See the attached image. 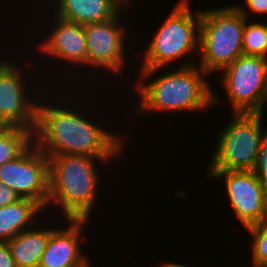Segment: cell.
Masks as SVG:
<instances>
[{"label":"cell","instance_id":"cell-1","mask_svg":"<svg viewBox=\"0 0 267 267\" xmlns=\"http://www.w3.org/2000/svg\"><path fill=\"white\" fill-rule=\"evenodd\" d=\"M37 102L33 143L46 156L86 154L92 157H118L119 153H123L124 142L127 141L125 135L105 130L77 107L67 108L68 102L65 106Z\"/></svg>","mask_w":267,"mask_h":267},{"label":"cell","instance_id":"cell-2","mask_svg":"<svg viewBox=\"0 0 267 267\" xmlns=\"http://www.w3.org/2000/svg\"><path fill=\"white\" fill-rule=\"evenodd\" d=\"M184 61L177 70L156 76L148 83L137 82L134 91L137 92L139 104L137 113L146 112H183L210 109L220 103L210 82L208 74L195 61ZM186 63V64H185ZM200 109V110H199Z\"/></svg>","mask_w":267,"mask_h":267},{"label":"cell","instance_id":"cell-3","mask_svg":"<svg viewBox=\"0 0 267 267\" xmlns=\"http://www.w3.org/2000/svg\"><path fill=\"white\" fill-rule=\"evenodd\" d=\"M49 160V198L64 215L63 219H91L100 181L97 161L109 163L116 157H92L86 154H57ZM95 202V204H94ZM53 203V204H52ZM60 208V209H59ZM64 214H63V213Z\"/></svg>","mask_w":267,"mask_h":267},{"label":"cell","instance_id":"cell-4","mask_svg":"<svg viewBox=\"0 0 267 267\" xmlns=\"http://www.w3.org/2000/svg\"><path fill=\"white\" fill-rule=\"evenodd\" d=\"M200 20L201 10L194 13L189 0H179L142 53L141 74L136 81L146 82L170 63L199 52Z\"/></svg>","mask_w":267,"mask_h":267},{"label":"cell","instance_id":"cell-5","mask_svg":"<svg viewBox=\"0 0 267 267\" xmlns=\"http://www.w3.org/2000/svg\"><path fill=\"white\" fill-rule=\"evenodd\" d=\"M232 4L214 9H201L199 59L208 75L221 72L243 55V32L250 12ZM220 70V71H219Z\"/></svg>","mask_w":267,"mask_h":267},{"label":"cell","instance_id":"cell-6","mask_svg":"<svg viewBox=\"0 0 267 267\" xmlns=\"http://www.w3.org/2000/svg\"><path fill=\"white\" fill-rule=\"evenodd\" d=\"M234 117L217 135L209 171H251L254 168L264 113H232ZM262 130V131H261Z\"/></svg>","mask_w":267,"mask_h":267},{"label":"cell","instance_id":"cell-7","mask_svg":"<svg viewBox=\"0 0 267 267\" xmlns=\"http://www.w3.org/2000/svg\"><path fill=\"white\" fill-rule=\"evenodd\" d=\"M220 74L232 113H264L267 104V58L241 55Z\"/></svg>","mask_w":267,"mask_h":267},{"label":"cell","instance_id":"cell-8","mask_svg":"<svg viewBox=\"0 0 267 267\" xmlns=\"http://www.w3.org/2000/svg\"><path fill=\"white\" fill-rule=\"evenodd\" d=\"M0 183L11 188L19 198L38 202L46 211L49 198V160L32 143L17 158L0 166Z\"/></svg>","mask_w":267,"mask_h":267},{"label":"cell","instance_id":"cell-9","mask_svg":"<svg viewBox=\"0 0 267 267\" xmlns=\"http://www.w3.org/2000/svg\"><path fill=\"white\" fill-rule=\"evenodd\" d=\"M10 61L0 60V126L23 127L34 132L38 103L32 99L33 91L27 89L29 84L24 81L19 65Z\"/></svg>","mask_w":267,"mask_h":267},{"label":"cell","instance_id":"cell-10","mask_svg":"<svg viewBox=\"0 0 267 267\" xmlns=\"http://www.w3.org/2000/svg\"><path fill=\"white\" fill-rule=\"evenodd\" d=\"M122 11L127 10L122 9L110 20L84 25L87 67L93 66V70L98 68L97 72L103 68V72L110 70V72H115V75L116 73L122 74L123 67L127 63L125 58L128 59L125 55L127 52L126 43H128L126 42L128 39L126 32L128 31L124 28L126 25L121 24Z\"/></svg>","mask_w":267,"mask_h":267},{"label":"cell","instance_id":"cell-11","mask_svg":"<svg viewBox=\"0 0 267 267\" xmlns=\"http://www.w3.org/2000/svg\"><path fill=\"white\" fill-rule=\"evenodd\" d=\"M211 179L225 180V190L244 229L267 218V188L252 171H210Z\"/></svg>","mask_w":267,"mask_h":267},{"label":"cell","instance_id":"cell-12","mask_svg":"<svg viewBox=\"0 0 267 267\" xmlns=\"http://www.w3.org/2000/svg\"><path fill=\"white\" fill-rule=\"evenodd\" d=\"M68 221V222H67ZM89 219H66V228L51 231L39 267H85L91 259L84 255L80 240Z\"/></svg>","mask_w":267,"mask_h":267},{"label":"cell","instance_id":"cell-13","mask_svg":"<svg viewBox=\"0 0 267 267\" xmlns=\"http://www.w3.org/2000/svg\"><path fill=\"white\" fill-rule=\"evenodd\" d=\"M55 19V20H54ZM53 27L50 33H47L46 39H42L41 43L36 46L40 48V52L44 55L58 58L55 60L66 61L69 64L77 66H85L87 68V45L84 33V25L70 22L53 16ZM39 46V47H38ZM70 62V63H69Z\"/></svg>","mask_w":267,"mask_h":267},{"label":"cell","instance_id":"cell-14","mask_svg":"<svg viewBox=\"0 0 267 267\" xmlns=\"http://www.w3.org/2000/svg\"><path fill=\"white\" fill-rule=\"evenodd\" d=\"M53 8L51 15L81 25L110 20L128 9L119 0H56Z\"/></svg>","mask_w":267,"mask_h":267},{"label":"cell","instance_id":"cell-15","mask_svg":"<svg viewBox=\"0 0 267 267\" xmlns=\"http://www.w3.org/2000/svg\"><path fill=\"white\" fill-rule=\"evenodd\" d=\"M29 228L7 241L11 256L17 267H39L54 227Z\"/></svg>","mask_w":267,"mask_h":267},{"label":"cell","instance_id":"cell-16","mask_svg":"<svg viewBox=\"0 0 267 267\" xmlns=\"http://www.w3.org/2000/svg\"><path fill=\"white\" fill-rule=\"evenodd\" d=\"M44 210L38 202L28 198H20L11 205L1 207L0 241L7 242L29 227H35L34 222L43 216Z\"/></svg>","mask_w":267,"mask_h":267},{"label":"cell","instance_id":"cell-17","mask_svg":"<svg viewBox=\"0 0 267 267\" xmlns=\"http://www.w3.org/2000/svg\"><path fill=\"white\" fill-rule=\"evenodd\" d=\"M33 143V132L23 127L0 126V166L21 155Z\"/></svg>","mask_w":267,"mask_h":267},{"label":"cell","instance_id":"cell-18","mask_svg":"<svg viewBox=\"0 0 267 267\" xmlns=\"http://www.w3.org/2000/svg\"><path fill=\"white\" fill-rule=\"evenodd\" d=\"M245 21L243 32V55L267 58V31L264 22Z\"/></svg>","mask_w":267,"mask_h":267},{"label":"cell","instance_id":"cell-19","mask_svg":"<svg viewBox=\"0 0 267 267\" xmlns=\"http://www.w3.org/2000/svg\"><path fill=\"white\" fill-rule=\"evenodd\" d=\"M252 235V267L267 265V218L262 222L245 228Z\"/></svg>","mask_w":267,"mask_h":267},{"label":"cell","instance_id":"cell-20","mask_svg":"<svg viewBox=\"0 0 267 267\" xmlns=\"http://www.w3.org/2000/svg\"><path fill=\"white\" fill-rule=\"evenodd\" d=\"M251 171L267 188V130L261 138L257 159Z\"/></svg>","mask_w":267,"mask_h":267},{"label":"cell","instance_id":"cell-21","mask_svg":"<svg viewBox=\"0 0 267 267\" xmlns=\"http://www.w3.org/2000/svg\"><path fill=\"white\" fill-rule=\"evenodd\" d=\"M20 199L7 185L0 183V208L11 205Z\"/></svg>","mask_w":267,"mask_h":267},{"label":"cell","instance_id":"cell-22","mask_svg":"<svg viewBox=\"0 0 267 267\" xmlns=\"http://www.w3.org/2000/svg\"><path fill=\"white\" fill-rule=\"evenodd\" d=\"M0 267H17L6 241H0Z\"/></svg>","mask_w":267,"mask_h":267},{"label":"cell","instance_id":"cell-23","mask_svg":"<svg viewBox=\"0 0 267 267\" xmlns=\"http://www.w3.org/2000/svg\"><path fill=\"white\" fill-rule=\"evenodd\" d=\"M245 5L256 15L267 14V0H245Z\"/></svg>","mask_w":267,"mask_h":267},{"label":"cell","instance_id":"cell-24","mask_svg":"<svg viewBox=\"0 0 267 267\" xmlns=\"http://www.w3.org/2000/svg\"><path fill=\"white\" fill-rule=\"evenodd\" d=\"M159 267H191V266H189V265H183V264H179V263H176V262H164L163 264H162V266H159Z\"/></svg>","mask_w":267,"mask_h":267},{"label":"cell","instance_id":"cell-25","mask_svg":"<svg viewBox=\"0 0 267 267\" xmlns=\"http://www.w3.org/2000/svg\"><path fill=\"white\" fill-rule=\"evenodd\" d=\"M125 7H130L129 9H131V7H133V4H135L134 0H119ZM132 5V6H131Z\"/></svg>","mask_w":267,"mask_h":267},{"label":"cell","instance_id":"cell-26","mask_svg":"<svg viewBox=\"0 0 267 267\" xmlns=\"http://www.w3.org/2000/svg\"><path fill=\"white\" fill-rule=\"evenodd\" d=\"M85 267H93V266H92V264H91V262H90V263H88Z\"/></svg>","mask_w":267,"mask_h":267}]
</instances>
